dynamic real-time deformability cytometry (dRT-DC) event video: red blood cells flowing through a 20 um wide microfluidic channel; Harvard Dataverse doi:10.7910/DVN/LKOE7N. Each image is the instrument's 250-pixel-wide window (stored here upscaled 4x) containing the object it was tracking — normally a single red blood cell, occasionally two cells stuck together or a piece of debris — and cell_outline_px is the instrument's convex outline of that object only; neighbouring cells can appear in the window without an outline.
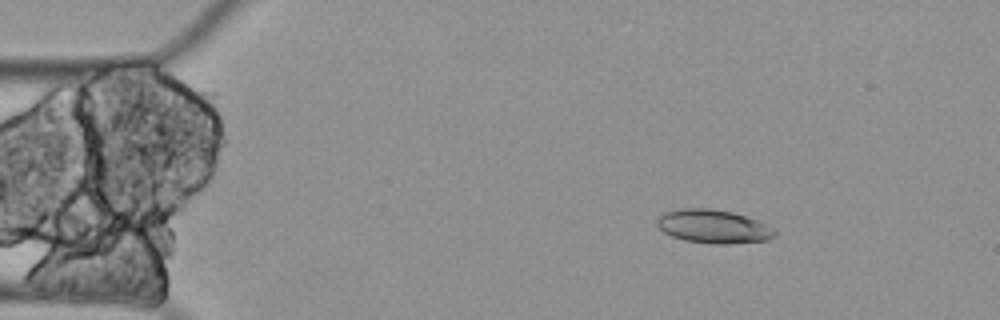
{"species": "Egyptian fruit bat (a non-hibernating species)", "species_latin": "Rousettus aegyptiacus", "temperature_condition": "cold", "stored_images_in_passage": 6, "camera_frame_rate_fps": 3000, "um_per_image_px": 0.085, "animal": {"sex": "female"}, "frame": {"image": 1, "passage_image": 3, "time_ms": 0.667, "image_size_px": [1000, 320], "cell_outline_px": [[776, 236], [768, 240], [728, 244], [712, 244], [684, 240], [672, 236], [664, 232], [656, 224], [656, 220], [664, 212], [680, 208], [708, 208], [732, 212], [756, 220], [764, 224], [776, 232]], "centroid_in_image_um": [60.6, 19.25], "position_along_channel_um": 24.4, "area_um2": 22.89}}